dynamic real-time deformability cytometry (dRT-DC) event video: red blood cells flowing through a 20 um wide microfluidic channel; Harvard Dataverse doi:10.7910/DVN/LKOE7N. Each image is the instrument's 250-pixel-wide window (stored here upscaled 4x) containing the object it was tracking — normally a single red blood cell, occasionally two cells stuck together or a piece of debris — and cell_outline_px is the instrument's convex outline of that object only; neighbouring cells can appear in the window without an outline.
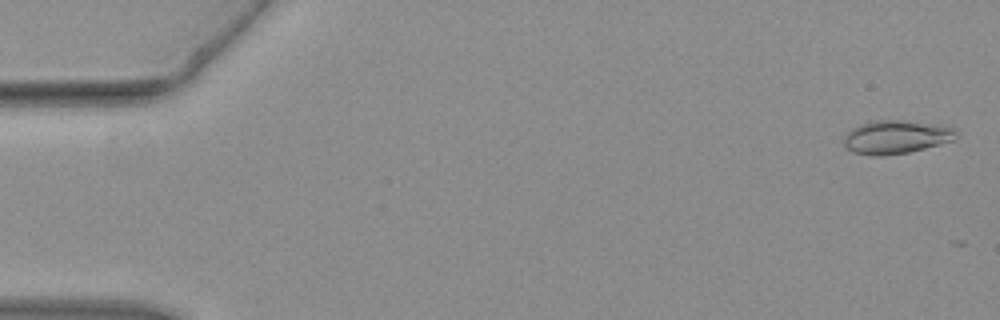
{"species": "common noctule bat (a hibernating species)", "species_latin": "Nyctalus noctula", "temperature_condition": "warm", "stored_images_in_passage": 9, "camera_frame_rate_fps": 3000, "um_per_image_px": 0.085, "animal": {"sex": "female", "body_mass_g": 19.3, "forearm_length_mm": 54.1}, "frame": {"image": 1, "passage_image": 2, "time_ms": 0.333, "image_size_px": [1000, 320], "cell_outline_px": [[956, 140], [908, 152], [880, 156], [876, 156], [852, 152], [844, 144], [844, 136], [852, 128], [868, 120], [904, 120], [956, 128]], "centroid_in_image_um": [76.15, 11.64], "position_along_channel_um": 8.9, "area_um2": 21.79}}